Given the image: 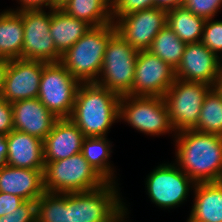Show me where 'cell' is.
I'll list each match as a JSON object with an SVG mask.
<instances>
[{
	"label": "cell",
	"instance_id": "f546056e",
	"mask_svg": "<svg viewBox=\"0 0 222 222\" xmlns=\"http://www.w3.org/2000/svg\"><path fill=\"white\" fill-rule=\"evenodd\" d=\"M113 23L124 15L154 7L153 0H111Z\"/></svg>",
	"mask_w": 222,
	"mask_h": 222
},
{
	"label": "cell",
	"instance_id": "484cf974",
	"mask_svg": "<svg viewBox=\"0 0 222 222\" xmlns=\"http://www.w3.org/2000/svg\"><path fill=\"white\" fill-rule=\"evenodd\" d=\"M187 43L183 42L173 30L166 25L155 36L149 49L173 69L180 65Z\"/></svg>",
	"mask_w": 222,
	"mask_h": 222
},
{
	"label": "cell",
	"instance_id": "ba28073f",
	"mask_svg": "<svg viewBox=\"0 0 222 222\" xmlns=\"http://www.w3.org/2000/svg\"><path fill=\"white\" fill-rule=\"evenodd\" d=\"M194 186L195 182L175 162L158 165L145 180L146 194L163 210L180 207Z\"/></svg>",
	"mask_w": 222,
	"mask_h": 222
},
{
	"label": "cell",
	"instance_id": "44dd1931",
	"mask_svg": "<svg viewBox=\"0 0 222 222\" xmlns=\"http://www.w3.org/2000/svg\"><path fill=\"white\" fill-rule=\"evenodd\" d=\"M92 26L83 20L68 15L62 9H51V26L49 33L56 50L63 55Z\"/></svg>",
	"mask_w": 222,
	"mask_h": 222
},
{
	"label": "cell",
	"instance_id": "5bb4252c",
	"mask_svg": "<svg viewBox=\"0 0 222 222\" xmlns=\"http://www.w3.org/2000/svg\"><path fill=\"white\" fill-rule=\"evenodd\" d=\"M46 62L28 59L10 60L1 97L9 103L38 98L40 78Z\"/></svg>",
	"mask_w": 222,
	"mask_h": 222
},
{
	"label": "cell",
	"instance_id": "cb8c5ba5",
	"mask_svg": "<svg viewBox=\"0 0 222 222\" xmlns=\"http://www.w3.org/2000/svg\"><path fill=\"white\" fill-rule=\"evenodd\" d=\"M205 21L182 5L167 10V25L187 44L201 42Z\"/></svg>",
	"mask_w": 222,
	"mask_h": 222
},
{
	"label": "cell",
	"instance_id": "74e56055",
	"mask_svg": "<svg viewBox=\"0 0 222 222\" xmlns=\"http://www.w3.org/2000/svg\"><path fill=\"white\" fill-rule=\"evenodd\" d=\"M9 62H10V60H8V59L0 58V96H1V93L3 90L6 71L9 66Z\"/></svg>",
	"mask_w": 222,
	"mask_h": 222
},
{
	"label": "cell",
	"instance_id": "ffe728a7",
	"mask_svg": "<svg viewBox=\"0 0 222 222\" xmlns=\"http://www.w3.org/2000/svg\"><path fill=\"white\" fill-rule=\"evenodd\" d=\"M193 205L186 222H222V181L195 183Z\"/></svg>",
	"mask_w": 222,
	"mask_h": 222
},
{
	"label": "cell",
	"instance_id": "7a4b0ae2",
	"mask_svg": "<svg viewBox=\"0 0 222 222\" xmlns=\"http://www.w3.org/2000/svg\"><path fill=\"white\" fill-rule=\"evenodd\" d=\"M120 98L95 82L80 83L69 119L85 137H106L111 126L119 121Z\"/></svg>",
	"mask_w": 222,
	"mask_h": 222
},
{
	"label": "cell",
	"instance_id": "4dcf8cb0",
	"mask_svg": "<svg viewBox=\"0 0 222 222\" xmlns=\"http://www.w3.org/2000/svg\"><path fill=\"white\" fill-rule=\"evenodd\" d=\"M181 5L196 16L211 19L220 12L222 0H183Z\"/></svg>",
	"mask_w": 222,
	"mask_h": 222
},
{
	"label": "cell",
	"instance_id": "7402d4cb",
	"mask_svg": "<svg viewBox=\"0 0 222 222\" xmlns=\"http://www.w3.org/2000/svg\"><path fill=\"white\" fill-rule=\"evenodd\" d=\"M24 26L21 15L10 9L0 12V58L22 57Z\"/></svg>",
	"mask_w": 222,
	"mask_h": 222
},
{
	"label": "cell",
	"instance_id": "8d00e7d4",
	"mask_svg": "<svg viewBox=\"0 0 222 222\" xmlns=\"http://www.w3.org/2000/svg\"><path fill=\"white\" fill-rule=\"evenodd\" d=\"M153 1H154V7H161L168 10L176 6H180L183 0H153Z\"/></svg>",
	"mask_w": 222,
	"mask_h": 222
},
{
	"label": "cell",
	"instance_id": "d590c367",
	"mask_svg": "<svg viewBox=\"0 0 222 222\" xmlns=\"http://www.w3.org/2000/svg\"><path fill=\"white\" fill-rule=\"evenodd\" d=\"M7 166V140L0 134V169Z\"/></svg>",
	"mask_w": 222,
	"mask_h": 222
},
{
	"label": "cell",
	"instance_id": "8fae6325",
	"mask_svg": "<svg viewBox=\"0 0 222 222\" xmlns=\"http://www.w3.org/2000/svg\"><path fill=\"white\" fill-rule=\"evenodd\" d=\"M23 21V47L21 59L58 63L62 55L56 50L49 30L51 9L17 11Z\"/></svg>",
	"mask_w": 222,
	"mask_h": 222
},
{
	"label": "cell",
	"instance_id": "277c9868",
	"mask_svg": "<svg viewBox=\"0 0 222 222\" xmlns=\"http://www.w3.org/2000/svg\"><path fill=\"white\" fill-rule=\"evenodd\" d=\"M118 185L107 182L91 191L69 193V222H121L127 219L129 211Z\"/></svg>",
	"mask_w": 222,
	"mask_h": 222
},
{
	"label": "cell",
	"instance_id": "d4e9b609",
	"mask_svg": "<svg viewBox=\"0 0 222 222\" xmlns=\"http://www.w3.org/2000/svg\"><path fill=\"white\" fill-rule=\"evenodd\" d=\"M62 10L92 27L113 23L111 0H71Z\"/></svg>",
	"mask_w": 222,
	"mask_h": 222
},
{
	"label": "cell",
	"instance_id": "30bf717a",
	"mask_svg": "<svg viewBox=\"0 0 222 222\" xmlns=\"http://www.w3.org/2000/svg\"><path fill=\"white\" fill-rule=\"evenodd\" d=\"M211 88L205 83L175 79L166 91L164 100L176 133L197 126L204 98Z\"/></svg>",
	"mask_w": 222,
	"mask_h": 222
},
{
	"label": "cell",
	"instance_id": "1f68e13d",
	"mask_svg": "<svg viewBox=\"0 0 222 222\" xmlns=\"http://www.w3.org/2000/svg\"><path fill=\"white\" fill-rule=\"evenodd\" d=\"M0 222H36V201H25L17 209L1 216Z\"/></svg>",
	"mask_w": 222,
	"mask_h": 222
},
{
	"label": "cell",
	"instance_id": "ab89813d",
	"mask_svg": "<svg viewBox=\"0 0 222 222\" xmlns=\"http://www.w3.org/2000/svg\"><path fill=\"white\" fill-rule=\"evenodd\" d=\"M71 0H52V9H62Z\"/></svg>",
	"mask_w": 222,
	"mask_h": 222
},
{
	"label": "cell",
	"instance_id": "d6986e66",
	"mask_svg": "<svg viewBox=\"0 0 222 222\" xmlns=\"http://www.w3.org/2000/svg\"><path fill=\"white\" fill-rule=\"evenodd\" d=\"M7 140V165L25 169H45L43 140L12 130Z\"/></svg>",
	"mask_w": 222,
	"mask_h": 222
},
{
	"label": "cell",
	"instance_id": "5b68a950",
	"mask_svg": "<svg viewBox=\"0 0 222 222\" xmlns=\"http://www.w3.org/2000/svg\"><path fill=\"white\" fill-rule=\"evenodd\" d=\"M44 163L43 178L46 192H86L107 183L81 152L66 159Z\"/></svg>",
	"mask_w": 222,
	"mask_h": 222
},
{
	"label": "cell",
	"instance_id": "9c48e42d",
	"mask_svg": "<svg viewBox=\"0 0 222 222\" xmlns=\"http://www.w3.org/2000/svg\"><path fill=\"white\" fill-rule=\"evenodd\" d=\"M80 82L60 63H47L42 70L38 99L58 119L70 118Z\"/></svg>",
	"mask_w": 222,
	"mask_h": 222
},
{
	"label": "cell",
	"instance_id": "6da1fadb",
	"mask_svg": "<svg viewBox=\"0 0 222 222\" xmlns=\"http://www.w3.org/2000/svg\"><path fill=\"white\" fill-rule=\"evenodd\" d=\"M175 163L195 183L222 181V136L194 129L177 132Z\"/></svg>",
	"mask_w": 222,
	"mask_h": 222
},
{
	"label": "cell",
	"instance_id": "3957f363",
	"mask_svg": "<svg viewBox=\"0 0 222 222\" xmlns=\"http://www.w3.org/2000/svg\"><path fill=\"white\" fill-rule=\"evenodd\" d=\"M116 33L114 23L91 27L62 55L60 63L80 83L96 82L109 40Z\"/></svg>",
	"mask_w": 222,
	"mask_h": 222
},
{
	"label": "cell",
	"instance_id": "f35d334b",
	"mask_svg": "<svg viewBox=\"0 0 222 222\" xmlns=\"http://www.w3.org/2000/svg\"><path fill=\"white\" fill-rule=\"evenodd\" d=\"M212 88L222 97V69Z\"/></svg>",
	"mask_w": 222,
	"mask_h": 222
},
{
	"label": "cell",
	"instance_id": "d6a6232c",
	"mask_svg": "<svg viewBox=\"0 0 222 222\" xmlns=\"http://www.w3.org/2000/svg\"><path fill=\"white\" fill-rule=\"evenodd\" d=\"M14 130L11 103L0 96V134L7 135Z\"/></svg>",
	"mask_w": 222,
	"mask_h": 222
},
{
	"label": "cell",
	"instance_id": "9a60e30c",
	"mask_svg": "<svg viewBox=\"0 0 222 222\" xmlns=\"http://www.w3.org/2000/svg\"><path fill=\"white\" fill-rule=\"evenodd\" d=\"M221 69L220 57L202 42L188 43L175 76L183 81L201 82L213 87Z\"/></svg>",
	"mask_w": 222,
	"mask_h": 222
},
{
	"label": "cell",
	"instance_id": "603a6c76",
	"mask_svg": "<svg viewBox=\"0 0 222 222\" xmlns=\"http://www.w3.org/2000/svg\"><path fill=\"white\" fill-rule=\"evenodd\" d=\"M112 142L106 137H85L81 153L95 171L106 181H116L115 170L112 167L110 157L112 153ZM112 165V166H111Z\"/></svg>",
	"mask_w": 222,
	"mask_h": 222
},
{
	"label": "cell",
	"instance_id": "2e32d148",
	"mask_svg": "<svg viewBox=\"0 0 222 222\" xmlns=\"http://www.w3.org/2000/svg\"><path fill=\"white\" fill-rule=\"evenodd\" d=\"M14 130L44 141L58 118L38 98L19 100L11 104Z\"/></svg>",
	"mask_w": 222,
	"mask_h": 222
},
{
	"label": "cell",
	"instance_id": "836d02e7",
	"mask_svg": "<svg viewBox=\"0 0 222 222\" xmlns=\"http://www.w3.org/2000/svg\"><path fill=\"white\" fill-rule=\"evenodd\" d=\"M25 200L17 195L0 192V217L22 205Z\"/></svg>",
	"mask_w": 222,
	"mask_h": 222
},
{
	"label": "cell",
	"instance_id": "ac0fdd59",
	"mask_svg": "<svg viewBox=\"0 0 222 222\" xmlns=\"http://www.w3.org/2000/svg\"><path fill=\"white\" fill-rule=\"evenodd\" d=\"M44 169L5 166L0 169V192L17 195L25 201H37L45 192Z\"/></svg>",
	"mask_w": 222,
	"mask_h": 222
},
{
	"label": "cell",
	"instance_id": "e575fe53",
	"mask_svg": "<svg viewBox=\"0 0 222 222\" xmlns=\"http://www.w3.org/2000/svg\"><path fill=\"white\" fill-rule=\"evenodd\" d=\"M20 4L18 8H10L13 11H24V10H38V9H52V0H17ZM46 7V8H45Z\"/></svg>",
	"mask_w": 222,
	"mask_h": 222
},
{
	"label": "cell",
	"instance_id": "f1b7e54d",
	"mask_svg": "<svg viewBox=\"0 0 222 222\" xmlns=\"http://www.w3.org/2000/svg\"><path fill=\"white\" fill-rule=\"evenodd\" d=\"M201 42L222 59V20L206 19Z\"/></svg>",
	"mask_w": 222,
	"mask_h": 222
},
{
	"label": "cell",
	"instance_id": "8992f818",
	"mask_svg": "<svg viewBox=\"0 0 222 222\" xmlns=\"http://www.w3.org/2000/svg\"><path fill=\"white\" fill-rule=\"evenodd\" d=\"M122 120L138 132L152 137L176 135L164 97L121 96L119 121Z\"/></svg>",
	"mask_w": 222,
	"mask_h": 222
},
{
	"label": "cell",
	"instance_id": "52a82bcc",
	"mask_svg": "<svg viewBox=\"0 0 222 222\" xmlns=\"http://www.w3.org/2000/svg\"><path fill=\"white\" fill-rule=\"evenodd\" d=\"M138 54L139 51L116 33L109 40L102 69L95 83L119 96L131 95Z\"/></svg>",
	"mask_w": 222,
	"mask_h": 222
},
{
	"label": "cell",
	"instance_id": "e0dca14e",
	"mask_svg": "<svg viewBox=\"0 0 222 222\" xmlns=\"http://www.w3.org/2000/svg\"><path fill=\"white\" fill-rule=\"evenodd\" d=\"M84 134L69 119H58L43 141L44 162L66 159L82 150Z\"/></svg>",
	"mask_w": 222,
	"mask_h": 222
},
{
	"label": "cell",
	"instance_id": "4316f807",
	"mask_svg": "<svg viewBox=\"0 0 222 222\" xmlns=\"http://www.w3.org/2000/svg\"><path fill=\"white\" fill-rule=\"evenodd\" d=\"M36 222H69V193L45 191L36 201Z\"/></svg>",
	"mask_w": 222,
	"mask_h": 222
},
{
	"label": "cell",
	"instance_id": "4fadbf2b",
	"mask_svg": "<svg viewBox=\"0 0 222 222\" xmlns=\"http://www.w3.org/2000/svg\"><path fill=\"white\" fill-rule=\"evenodd\" d=\"M176 79L175 69L149 50L139 51L132 96L164 97Z\"/></svg>",
	"mask_w": 222,
	"mask_h": 222
},
{
	"label": "cell",
	"instance_id": "7c38bea8",
	"mask_svg": "<svg viewBox=\"0 0 222 222\" xmlns=\"http://www.w3.org/2000/svg\"><path fill=\"white\" fill-rule=\"evenodd\" d=\"M167 25V9L153 7L124 15L114 22L117 33L137 51L149 50Z\"/></svg>",
	"mask_w": 222,
	"mask_h": 222
},
{
	"label": "cell",
	"instance_id": "83f0119b",
	"mask_svg": "<svg viewBox=\"0 0 222 222\" xmlns=\"http://www.w3.org/2000/svg\"><path fill=\"white\" fill-rule=\"evenodd\" d=\"M194 130L222 136V97L213 88L204 98Z\"/></svg>",
	"mask_w": 222,
	"mask_h": 222
}]
</instances>
